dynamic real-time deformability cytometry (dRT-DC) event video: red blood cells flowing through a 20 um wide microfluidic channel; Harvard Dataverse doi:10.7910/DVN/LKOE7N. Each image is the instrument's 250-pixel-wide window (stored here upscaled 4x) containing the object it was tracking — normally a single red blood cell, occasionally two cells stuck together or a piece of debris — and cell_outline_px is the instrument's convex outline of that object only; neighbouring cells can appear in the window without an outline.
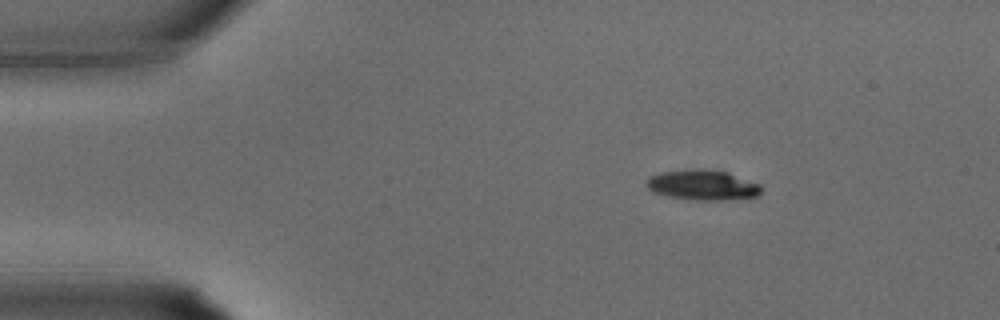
{"species": "common noctule bat (a hibernating species)", "species_latin": "Nyctalus noctula", "temperature_condition": "warm", "stored_images_in_passage": 12, "camera_frame_rate_fps": 3000, "um_per_image_px": 0.085, "animal": {"sex": "male", "body_mass_g": 15.6}, "frame": {"image": 1, "passage_image": 5, "time_ms": 1.333, "image_size_px": [1000, 320], "cell_outline_px": [[764, 188], [760, 196], [724, 200], [696, 200], [668, 196], [652, 192], [644, 184], [648, 176], [660, 172], [692, 168], [700, 168], [728, 172], [760, 184]], "centroid_in_image_um": [59.72, 15.72], "position_along_channel_um": 25.3, "area_um2": 20.63}}
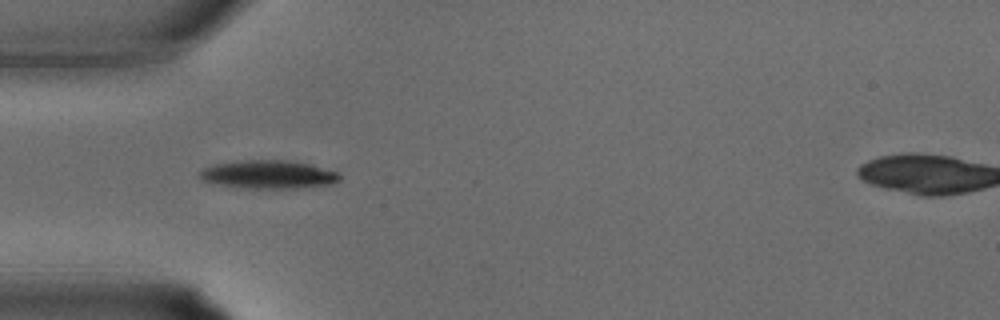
{"frame": {"image": 2, "passage_image": 10, "time_ms": 3.0, "image_size_px": [1000, 320], "cell_outline_px": [[340, 180], [332, 184], [296, 188], [252, 188], [224, 184], [200, 180], [196, 172], [212, 164], [236, 160], [288, 160], [312, 164], [340, 172]], "centroid_in_image_um": [22.83, 14.8], "position_along_channel_um": 62.2, "area_um2": 23.24}}